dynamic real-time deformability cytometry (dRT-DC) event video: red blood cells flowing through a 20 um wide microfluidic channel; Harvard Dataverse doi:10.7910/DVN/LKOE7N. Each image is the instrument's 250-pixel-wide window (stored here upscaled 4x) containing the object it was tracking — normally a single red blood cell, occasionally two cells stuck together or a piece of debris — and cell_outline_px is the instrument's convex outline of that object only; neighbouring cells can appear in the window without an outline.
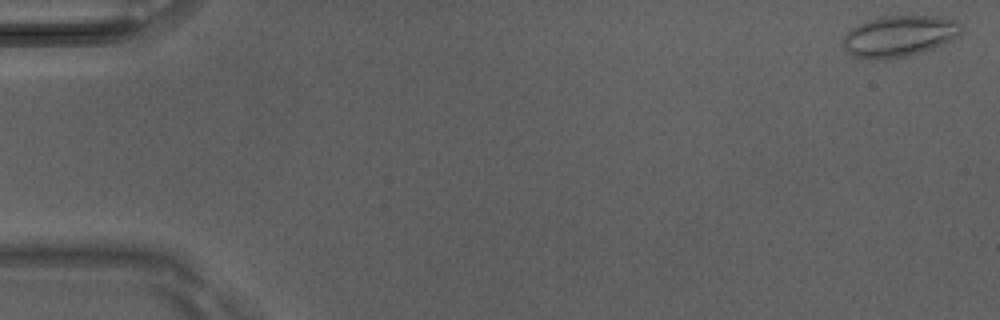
{"species": "Egyptian fruit bat (a non-hibernating species)", "species_latin": "Rousettus aegyptiacus", "temperature_condition": "room temperature", "stored_images_in_passage": 50, "camera_frame_rate_fps": 3000, "um_per_image_px": 0.085, "animal": {"sex": "male"}, "frame": {"image": 1, "passage_image": 1, "time_ms": 0.0, "image_size_px": [1000, 320], "cell_outline_px": [[964, 32], [960, 36], [952, 40], [932, 48], [920, 52], [888, 60], [868, 60], [852, 56], [844, 48], [840, 40], [852, 28], [868, 20], [880, 16], [944, 16], [956, 20], [964, 28]], "centroid_in_image_um": [76.45, 3.07], "position_along_channel_um": 8.6, "area_um2": 28.84}}
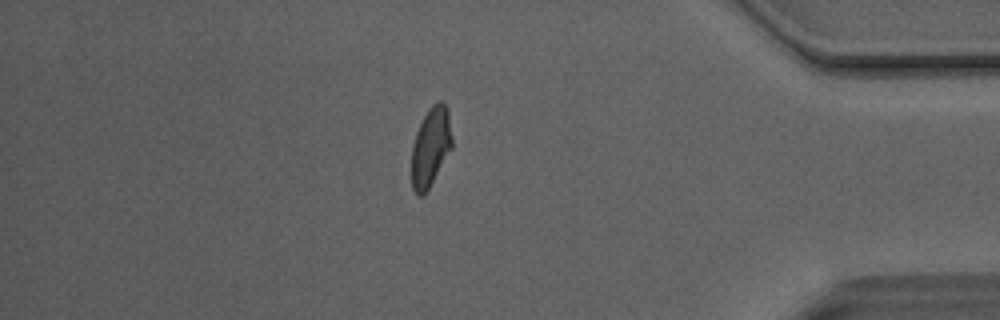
{"frame": {"image": 2, "passage_image": 43, "time_ms": 14.0, "image_size_px": [1000, 320], "cell_outline_px": [[452, 148], [424, 196], [416, 196], [412, 188], [412, 144], [416, 132], [428, 108], [432, 104], [440, 100], [448, 108], [452, 136]], "centroid_in_image_um": [36.61, 12.49], "position_along_channel_um": 398.6, "area_um2": 18.79}}
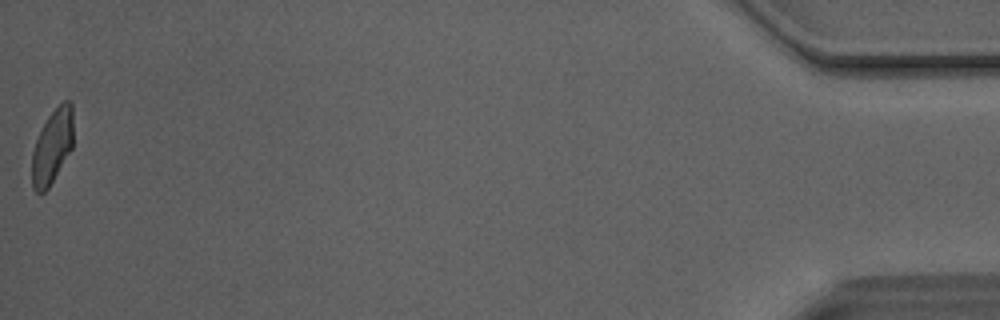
{"frame": {"image": 3, "passage_image": 50, "time_ms": 16.333, "image_size_px": [1000, 320], "cell_outline_px": [[72, 148], [48, 188], [44, 192], [36, 192], [32, 188], [32, 152], [36, 140], [48, 116], [64, 100], [68, 100], [72, 104]], "centroid_in_image_um": [4.43, 12.46], "position_along_channel_um": 430.8, "area_um2": 17.57}, "authors_computed_cell_mechanics": {"area_um2": 19.3052, "velocity_mm_per_s": 4.1193, "shape_relaxation_time_tau1_ms": 5.0508, "shape_relaxation_time_tau2_ms": 1.7411, "deformation_change_tau1": 0.1372, "deformation_change_tau2": 0.0437}}